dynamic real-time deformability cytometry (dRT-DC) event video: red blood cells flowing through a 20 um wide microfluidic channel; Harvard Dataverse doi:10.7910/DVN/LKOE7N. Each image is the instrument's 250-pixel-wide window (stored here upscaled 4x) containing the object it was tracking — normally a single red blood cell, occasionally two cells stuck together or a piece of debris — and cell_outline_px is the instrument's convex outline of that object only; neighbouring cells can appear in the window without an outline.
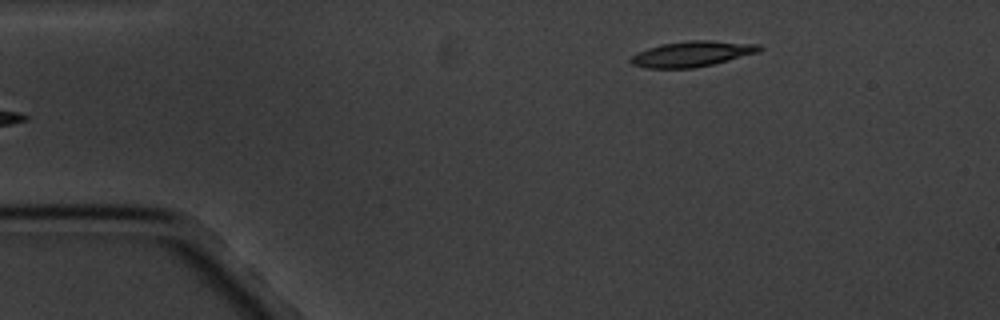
{"species": "common noctule bat (a hibernating species)", "species_latin": "Nyctalus noctula", "temperature_condition": "cold", "stored_images_in_passage": 3, "camera_frame_rate_fps": 3000, "um_per_image_px": 0.085, "animal": {"sex": "male", "body_mass_g": 20.1, "forearm_length_mm": 53.5}, "frame": {"image": 1, "passage_image": 3, "time_ms": 2.333, "image_size_px": [1000, 320], "cell_outline_px": [[764, 48], [760, 52], [712, 64], [692, 68], [644, 68], [632, 64], [628, 60], [636, 52], [660, 44], [688, 40], [712, 40], [760, 44]], "centroid_in_image_um": [58.83, 4.57], "position_along_channel_um": 26.2, "area_um2": 19.31}}